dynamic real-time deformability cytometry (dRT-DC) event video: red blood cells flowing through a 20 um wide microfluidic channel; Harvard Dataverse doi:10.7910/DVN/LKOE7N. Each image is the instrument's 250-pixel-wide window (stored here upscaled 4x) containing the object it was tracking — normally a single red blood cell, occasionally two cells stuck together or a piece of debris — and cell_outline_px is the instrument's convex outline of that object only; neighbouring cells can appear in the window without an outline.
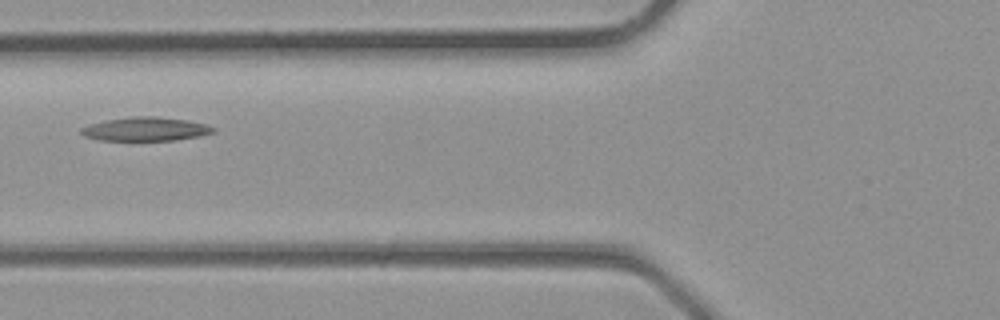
{"species": "common noctule bat (a hibernating species)", "species_latin": "Nyctalus noctula", "temperature_condition": "room temperature", "stored_images_in_passage": 2, "camera_frame_rate_fps": 3000, "um_per_image_px": 0.085, "animal": {"sex": "male", "body_mass_g": 23.1, "forearm_length_mm": 52.7}, "frame": {"image": 1, "passage_image": 2, "time_ms": 0.333, "image_size_px": [1000, 320], "cell_outline_px": [[216, 132], [200, 136], [176, 140], [100, 140], [84, 136], [80, 132], [80, 128], [88, 124], [104, 120], [132, 116], [156, 116], [188, 120], [208, 124], [216, 128]], "centroid_in_image_um": [12.4, 10.96], "position_along_channel_um": 113.4, "area_um2": 18.55}}